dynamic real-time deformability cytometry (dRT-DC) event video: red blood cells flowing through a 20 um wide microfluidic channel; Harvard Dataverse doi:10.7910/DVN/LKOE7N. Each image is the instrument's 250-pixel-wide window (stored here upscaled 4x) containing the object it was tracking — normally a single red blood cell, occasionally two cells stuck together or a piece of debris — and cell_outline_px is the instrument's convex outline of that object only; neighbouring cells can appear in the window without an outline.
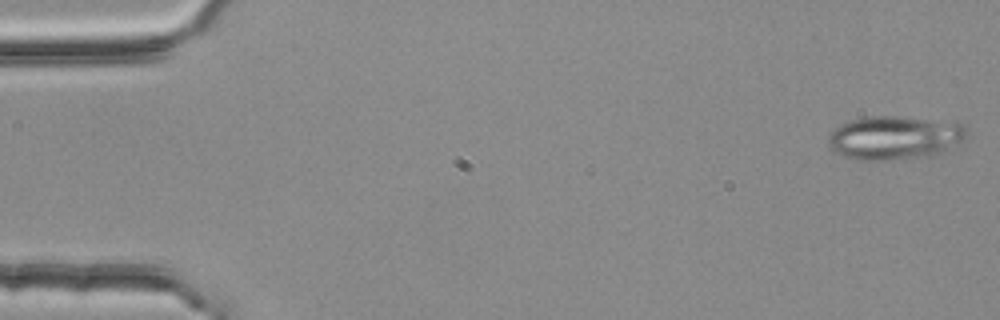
{"species": "common noctule bat (a hibernating species)", "species_latin": "Nyctalus noctula", "temperature_condition": "room temperature", "stored_images_in_passage": 3, "camera_frame_rate_fps": 3000, "um_per_image_px": 0.085, "animal": {"sex": "female", "body_mass_g": 25.1}, "frame": {"image": 1, "passage_image": 1, "time_ms": 0.0, "image_size_px": [1000, 320], "cell_outline_px": [[968, 132], [964, 140], [928, 156], [888, 160], [860, 160], [844, 156], [832, 152], [828, 144], [828, 136], [836, 128], [852, 120], [868, 116], [896, 116], [964, 124]], "centroid_in_image_um": [75.99, 11.71], "position_along_channel_um": 9.0, "area_um2": 34.62}}